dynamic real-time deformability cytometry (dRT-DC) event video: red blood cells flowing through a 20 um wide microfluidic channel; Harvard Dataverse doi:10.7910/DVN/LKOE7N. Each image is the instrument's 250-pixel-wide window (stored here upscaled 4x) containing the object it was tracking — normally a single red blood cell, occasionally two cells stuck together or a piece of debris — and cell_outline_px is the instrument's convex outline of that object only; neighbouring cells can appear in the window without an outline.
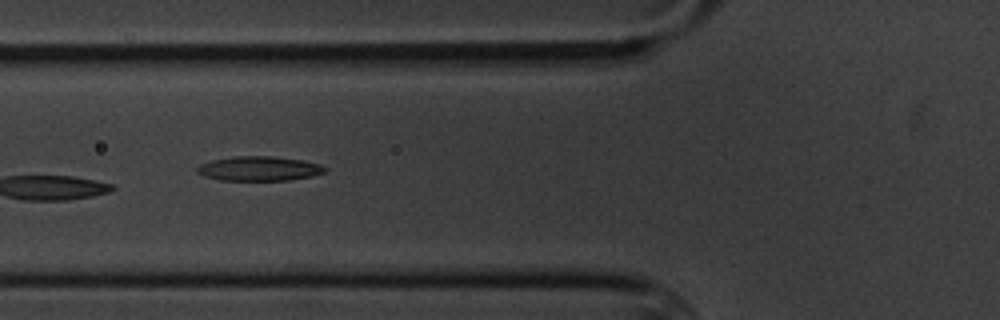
{"species": "common noctule bat (a hibernating species)", "species_latin": "Nyctalus noctula", "temperature_condition": "cold", "stored_images_in_passage": 14, "camera_frame_rate_fps": 3000, "um_per_image_px": 0.085, "animal": {"sex": "male", "body_mass_g": 20.1, "forearm_length_mm": 53.5}, "frame": {"image": 1, "passage_image": 5, "time_ms": 5.667, "image_size_px": [1000, 320], "cell_outline_px": [[328, 168], [324, 172], [312, 176], [288, 180], [220, 180], [204, 176], [196, 172], [196, 168], [200, 164], [212, 160], [232, 156], [272, 156], [300, 160], [320, 164]], "centroid_in_image_um": [22.0, 14.33], "position_along_channel_um": 103.8, "area_um2": 18.21}}
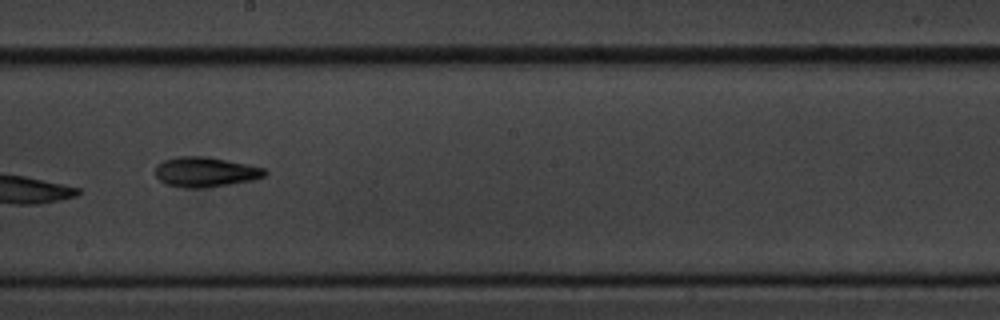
{"frame": {"image": 2, "passage_image": 8, "time_ms": 9.333, "image_size_px": [1000, 320], "cell_outline_px": [[268, 172], [264, 176], [252, 180], [204, 188], [188, 188], [168, 184], [160, 180], [156, 176], [156, 164], [164, 160], [180, 156], [204, 156], [248, 164], [264, 168]], "centroid_in_image_um": [17.46, 14.61], "position_along_channel_um": 230.7, "area_um2": 18.9}}
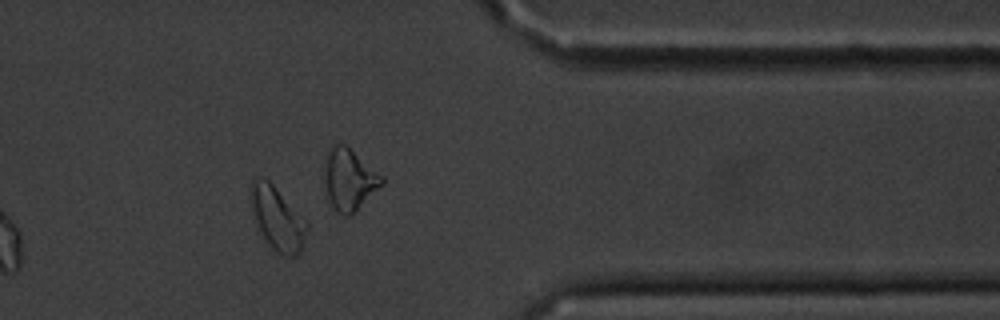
{"frame": {"image": 3, "passage_image": 12, "time_ms": 14.0, "image_size_px": [1000, 320], "cell_outline_px": [[308, 228], [300, 252], [296, 256], [284, 256], [276, 252], [272, 248], [264, 236], [256, 220], [248, 196], [252, 180], [256, 176], [260, 176], [268, 180], [308, 220]], "centroid_in_image_um": [23.59, 18.53], "position_along_channel_um": 387.8, "area_um2": 20.75}, "authors_computed_cell_mechanics": {"area_um2": 18.4093, "velocity_mm_per_s": 3.4416, "shape_relaxation_time_tau1_ms": 1.7385, "shape_relaxation_time_tau2_ms": 4.6777, "deformation_change_tau1": 0.0929, "deformation_change_tau2": 0.0962}}